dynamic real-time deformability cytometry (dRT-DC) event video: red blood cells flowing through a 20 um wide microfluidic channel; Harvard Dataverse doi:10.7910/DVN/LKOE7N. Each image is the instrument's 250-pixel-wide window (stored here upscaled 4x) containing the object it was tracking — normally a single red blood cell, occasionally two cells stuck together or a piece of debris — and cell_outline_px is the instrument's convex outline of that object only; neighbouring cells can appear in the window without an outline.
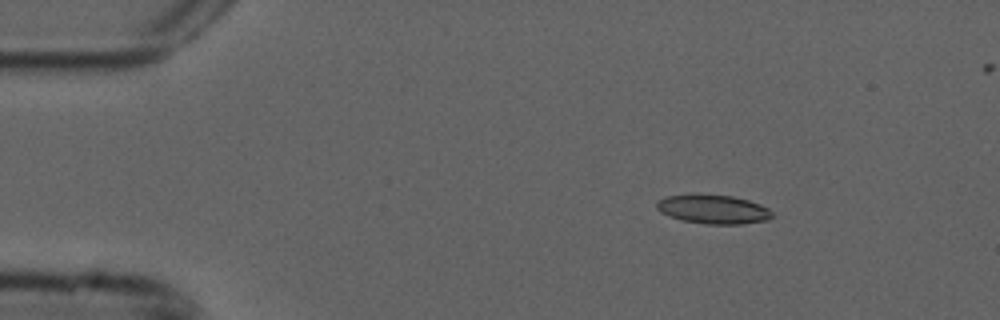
{"species": "common noctule bat (a hibernating species)", "species_latin": "Nyctalus noctula", "temperature_condition": "cold", "stored_images_in_passage": 7, "camera_frame_rate_fps": 3000, "um_per_image_px": 0.085, "animal": {"sex": "male", "forearm_length_mm": 52.5}, "frame": {"image": 1, "passage_image": 2, "time_ms": 0.333, "image_size_px": [1000, 320], "cell_outline_px": [[772, 216], [768, 220], [744, 224], [704, 224], [680, 220], [668, 216], [660, 212], [656, 208], [656, 204], [660, 200], [668, 196], [696, 192], [732, 196], [748, 200], [760, 204], [768, 208], [772, 212]], "centroid_in_image_um": [60.6, 17.77], "position_along_channel_um": 24.4, "area_um2": 20.0}}
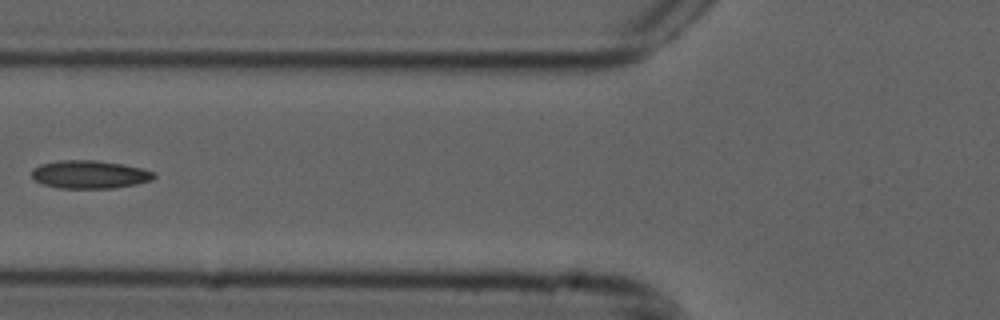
{"frame": {"image": 2, "passage_image": 5, "time_ms": 1.333, "image_size_px": [1000, 320], "cell_outline_px": [[156, 176], [152, 180], [136, 184], [112, 188], [56, 188], [44, 184], [36, 180], [32, 176], [32, 168], [40, 164], [60, 160], [96, 160], [144, 168], [152, 172]], "centroid_in_image_um": [7.61, 14.82], "position_along_channel_um": 118.2, "area_um2": 19.94}}
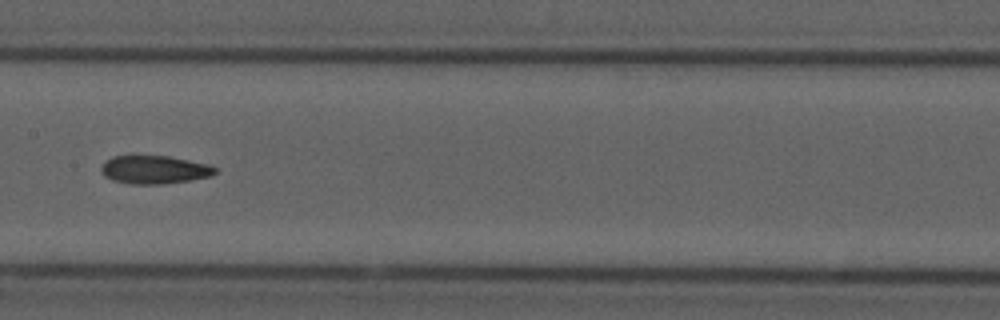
{"frame": {"image": 3, "passage_image": 7, "time_ms": 2.0, "image_size_px": [1000, 320], "cell_outline_px": [[216, 172], [212, 176], [164, 184], [132, 184], [112, 180], [104, 176], [100, 168], [104, 160], [112, 156], [168, 156], [208, 164], [216, 168]], "centroid_in_image_um": [13.09, 14.42], "position_along_channel_um": 194.3, "area_um2": 18.73}}